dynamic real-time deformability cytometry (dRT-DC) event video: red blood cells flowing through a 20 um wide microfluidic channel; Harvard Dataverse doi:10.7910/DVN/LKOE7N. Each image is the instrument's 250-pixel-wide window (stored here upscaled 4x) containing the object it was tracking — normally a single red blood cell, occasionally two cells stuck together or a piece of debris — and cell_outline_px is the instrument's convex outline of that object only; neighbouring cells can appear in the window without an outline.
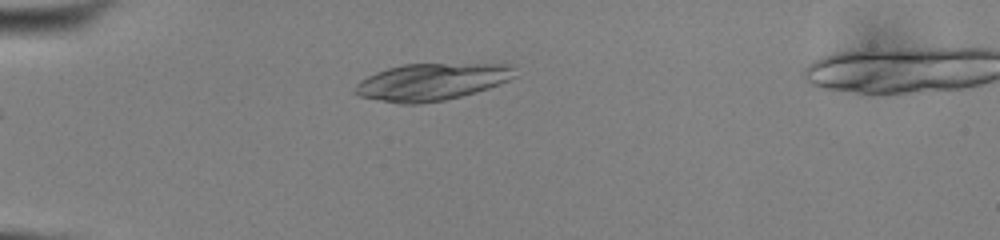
{"species": "common noctule bat (a hibernating species)", "species_latin": "Nyctalus noctula", "temperature_condition": "cold", "stored_images_in_passage": 39, "camera_frame_rate_fps": 3000, "um_per_image_px": 0.085, "animal": {"sex": "male", "body_mass_g": 13.0, "forearm_length_mm": 53.1}, "frame": {"image": 1, "passage_image": 1, "time_ms": 0.0, "image_size_px": [1000, 240], "cell_outline_px": [[516, 76], [500, 84], [476, 92], [444, 100], [420, 104], [400, 104], [360, 96], [352, 92], [356, 84], [360, 80], [376, 72], [388, 68], [404, 64], [512, 64]], "centroid_in_image_um": [36.68, 6.96], "position_along_channel_um": 48.3, "area_um2": 34.39}}